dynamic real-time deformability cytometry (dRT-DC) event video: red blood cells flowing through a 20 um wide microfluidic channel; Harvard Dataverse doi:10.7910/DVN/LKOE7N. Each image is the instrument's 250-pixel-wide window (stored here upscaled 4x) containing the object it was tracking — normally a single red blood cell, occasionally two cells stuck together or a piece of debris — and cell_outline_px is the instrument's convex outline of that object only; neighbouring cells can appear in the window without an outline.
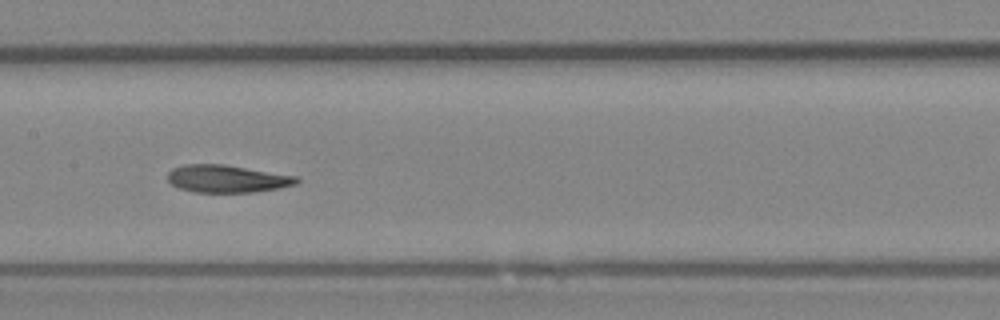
{"species": "Egyptian fruit bat (a non-hibernating species)", "species_latin": "Rousettus aegyptiacus", "temperature_condition": "room temperature", "stored_images_in_passage": 37, "camera_frame_rate_fps": 3000, "um_per_image_px": 0.085, "animal": {"sex": "female"}, "frame": {"image": 1, "passage_image": 11, "time_ms": 3.333, "image_size_px": [1000, 320], "cell_outline_px": [[300, 180], [296, 184], [280, 188], [252, 192], [192, 192], [180, 188], [172, 184], [168, 180], [168, 172], [172, 168], [184, 164], [224, 164], [300, 176]], "centroid_in_image_um": [19.33, 15.18], "position_along_channel_um": 188.1, "area_um2": 20.87}, "authors_computed_cell_mechanics": {"area_um2": 20.9814, "velocity_mm_per_s": 4.0416, "shape_relaxation_time_tau1_ms": 5.6926, "shape_relaxation_time_tau2_ms": 2.1015, "deformation_change_tau1": 0.1903, "deformation_change_tau2": 0.0952}}